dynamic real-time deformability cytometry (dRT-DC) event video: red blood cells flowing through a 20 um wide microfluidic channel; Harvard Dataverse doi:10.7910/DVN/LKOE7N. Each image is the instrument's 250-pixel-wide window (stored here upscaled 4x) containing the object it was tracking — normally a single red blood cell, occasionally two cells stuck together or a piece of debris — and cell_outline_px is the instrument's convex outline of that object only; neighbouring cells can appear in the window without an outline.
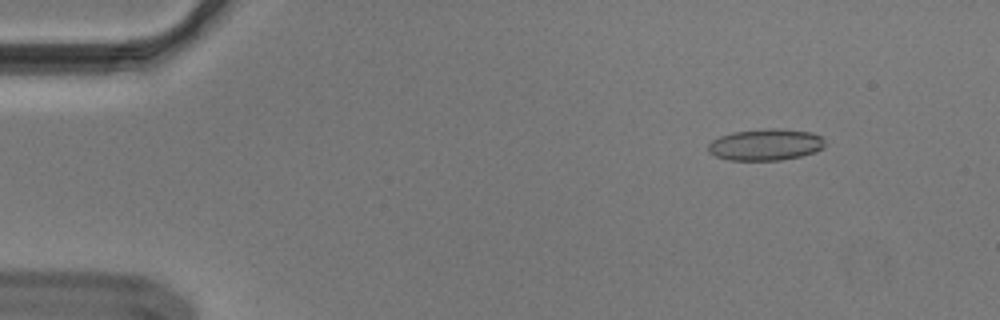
{"species": "Egyptian fruit bat (a non-hibernating species)", "species_latin": "Rousettus aegyptiacus", "temperature_condition": "cold", "stored_images_in_passage": 15, "camera_frame_rate_fps": 3000, "um_per_image_px": 0.085, "animal": {"sex": "male"}, "frame": {"image": 1, "passage_image": 7, "time_ms": 2.0, "image_size_px": [1000, 320], "cell_outline_px": [[824, 148], [816, 152], [800, 156], [780, 160], [728, 160], [716, 156], [708, 152], [708, 144], [712, 140], [720, 136], [732, 132], [768, 128], [780, 128], [812, 132], [824, 136]], "centroid_in_image_um": [65.1, 12.28], "position_along_channel_um": 19.9, "area_um2": 21.73}}